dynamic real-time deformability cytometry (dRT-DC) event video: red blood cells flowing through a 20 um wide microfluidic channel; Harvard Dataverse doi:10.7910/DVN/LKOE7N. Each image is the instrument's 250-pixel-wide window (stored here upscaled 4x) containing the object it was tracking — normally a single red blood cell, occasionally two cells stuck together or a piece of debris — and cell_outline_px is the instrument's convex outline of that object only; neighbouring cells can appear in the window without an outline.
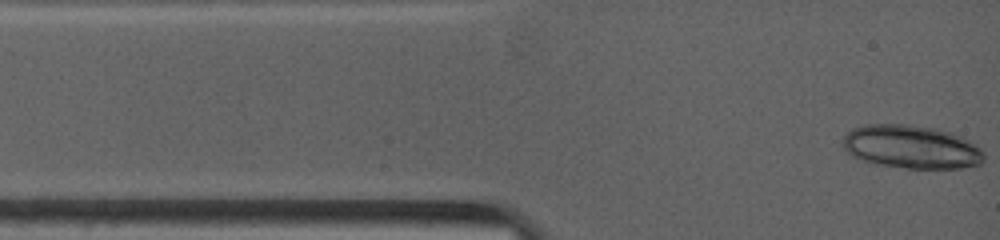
{"species": "common noctule bat (a hibernating species)", "species_latin": "Nyctalus noctula", "temperature_condition": "warm", "stored_images_in_passage": 2, "camera_frame_rate_fps": 4500, "um_per_image_px": 0.085, "animal": {"sex": "female", "body_mass_g": 19.0, "forearm_length_mm": 53.3}, "frame": {"image": 1, "passage_image": 1, "time_ms": 0.0, "image_size_px": [1000, 240], "cell_outline_px": [[984, 160], [980, 164], [960, 168], [908, 168], [876, 164], [852, 156], [844, 148], [844, 136], [852, 128], [864, 124], [908, 124], [936, 128], [960, 136], [968, 140], [980, 148], [984, 152]], "centroid_in_image_um": [77.47, 12.48], "position_along_channel_um": 7.5, "area_um2": 35.55}}